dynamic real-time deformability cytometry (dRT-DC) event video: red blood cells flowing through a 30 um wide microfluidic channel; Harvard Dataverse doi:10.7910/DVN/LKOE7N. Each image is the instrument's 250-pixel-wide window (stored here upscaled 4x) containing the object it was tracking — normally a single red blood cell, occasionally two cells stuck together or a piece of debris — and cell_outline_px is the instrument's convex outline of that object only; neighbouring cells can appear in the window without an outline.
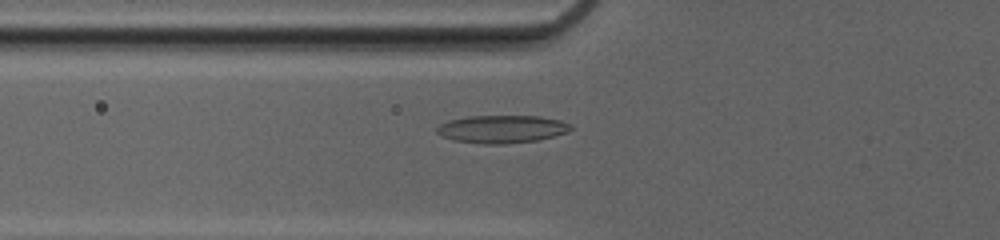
{"species": "common noctule bat (a hibernating species)", "species_latin": "Nyctalus noctula", "temperature_condition": "cold", "stored_images_in_passage": 50, "camera_frame_rate_fps": 3000, "um_per_image_px": 0.085, "animal": {"sex": "female", "body_mass_g": 20.0, "forearm_length_mm": 54.0}, "frame": {"image": 1, "passage_image": 19, "time_ms": 6.0, "image_size_px": [1000, 240], "cell_outline_px": [[572, 128], [568, 132], [536, 140], [504, 144], [484, 144], [452, 140], [440, 136], [436, 132], [436, 128], [440, 124], [448, 120], [468, 116], [540, 116], [560, 120], [572, 124]], "centroid_in_image_um": [42.63, 10.97], "position_along_channel_um": 83.2, "area_um2": 21.79}}
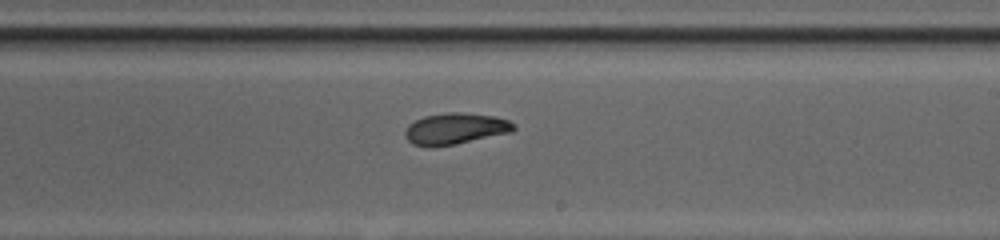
{"frame": {"image": 2, "passage_image": 31, "time_ms": 10.0, "image_size_px": [1000, 240], "cell_outline_px": [[516, 128], [512, 132], [456, 144], [432, 148], [428, 148], [412, 144], [404, 136], [404, 132], [408, 124], [424, 116], [448, 112], [460, 112], [492, 116], [508, 120], [516, 124]], "centroid_in_image_um": [38.67, 10.96], "position_along_channel_um": 250.3, "area_um2": 20.06}}
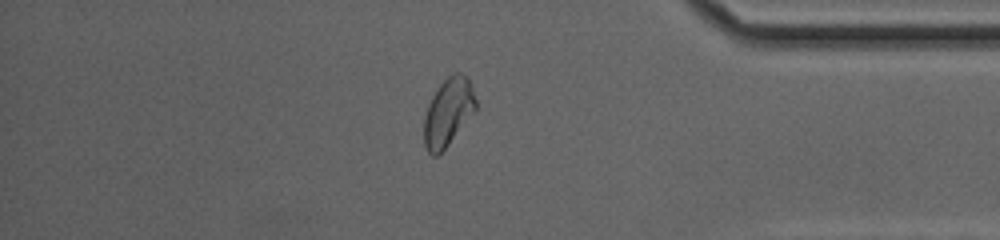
{"frame": {"image": 3, "passage_image": 43, "time_ms": 14.0, "image_size_px": [1000, 240], "cell_outline_px": [[476, 112], [448, 144], [436, 156], [432, 156], [428, 152], [424, 144], [424, 116], [428, 104], [432, 96], [440, 84], [452, 72], [460, 72], [468, 76], [476, 100]], "centroid_in_image_um": [38.1, 9.51], "position_along_channel_um": 397.1, "area_um2": 20.58}, "authors_computed_cell_mechanics": {"area_um2": 20.4034, "velocity_mm_per_s": 4.163, "shape_relaxation_time_tau1_ms": 7.9049, "shape_relaxation_time_tau2_ms": 2.1836, "deformation_change_tau1": 0.2021, "deformation_change_tau2": 0.0612}}